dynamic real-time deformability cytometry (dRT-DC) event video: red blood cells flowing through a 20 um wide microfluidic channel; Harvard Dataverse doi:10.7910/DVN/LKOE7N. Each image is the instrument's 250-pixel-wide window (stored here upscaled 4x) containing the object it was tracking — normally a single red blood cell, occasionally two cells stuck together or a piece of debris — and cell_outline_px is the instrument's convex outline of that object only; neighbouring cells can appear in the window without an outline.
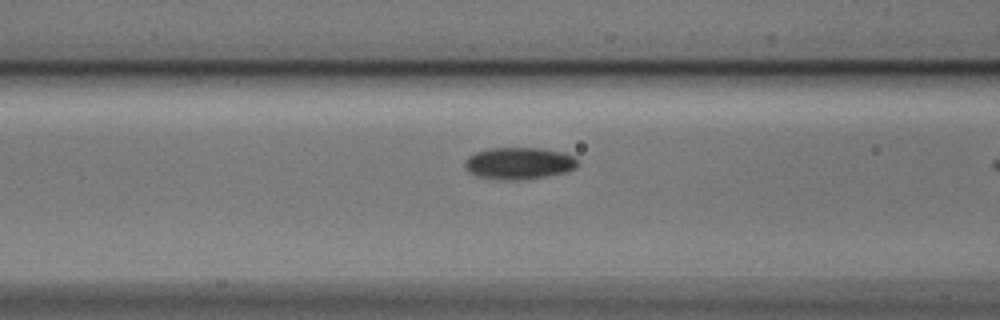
{"species": "Egyptian fruit bat (a non-hibernating species)", "species_latin": "Rousettus aegyptiacus", "temperature_condition": "cold", "stored_images_in_passage": 6, "camera_frame_rate_fps": 3000, "um_per_image_px": 0.085, "animal": {"sex": "male"}, "frame": {"image": 1, "passage_image": 5, "time_ms": 1.333, "image_size_px": [1000, 320], "cell_outline_px": [[576, 168], [568, 172], [520, 180], [500, 180], [476, 176], [468, 172], [464, 168], [464, 160], [468, 156], [476, 152], [488, 148], [540, 148], [564, 152], [572, 156], [576, 160]], "centroid_in_image_um": [44.06, 13.88], "position_along_channel_um": 122.5, "area_um2": 21.15}}